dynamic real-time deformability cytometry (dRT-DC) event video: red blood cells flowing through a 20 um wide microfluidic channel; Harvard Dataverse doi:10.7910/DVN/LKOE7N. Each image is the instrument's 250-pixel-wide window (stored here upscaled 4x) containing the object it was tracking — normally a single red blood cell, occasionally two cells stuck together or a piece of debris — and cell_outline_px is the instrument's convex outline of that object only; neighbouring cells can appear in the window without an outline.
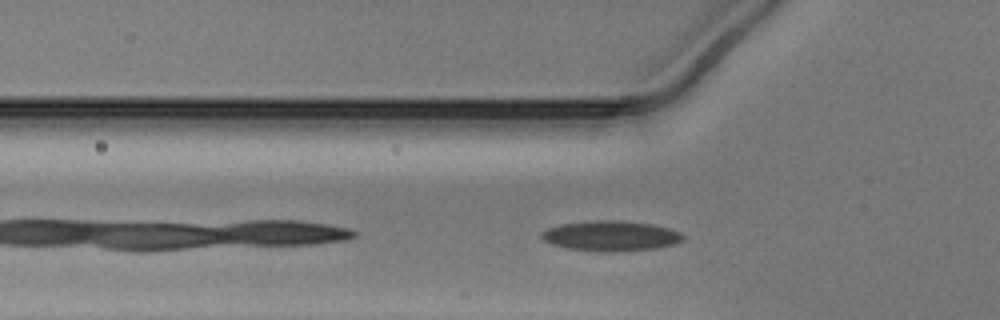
{"species": "Egyptian fruit bat (a non-hibernating species)", "species_latin": "Rousettus aegyptiacus", "temperature_condition": "warm", "stored_images_in_passage": 28, "camera_frame_rate_fps": 3000, "um_per_image_px": 0.085, "animal": {"sex": "male"}, "frame": {"image": 1, "passage_image": 3, "time_ms": 0.667, "image_size_px": [1000, 320], "cell_outline_px": [[684, 240], [672, 244], [656, 248], [608, 252], [568, 248], [552, 244], [544, 240], [540, 236], [540, 232], [548, 228], [560, 224], [596, 220], [620, 220], [652, 224], [668, 228], [680, 232], [684, 236]], "centroid_in_image_um": [51.91, 20.04], "position_along_channel_um": 73.9, "area_um2": 24.74}}
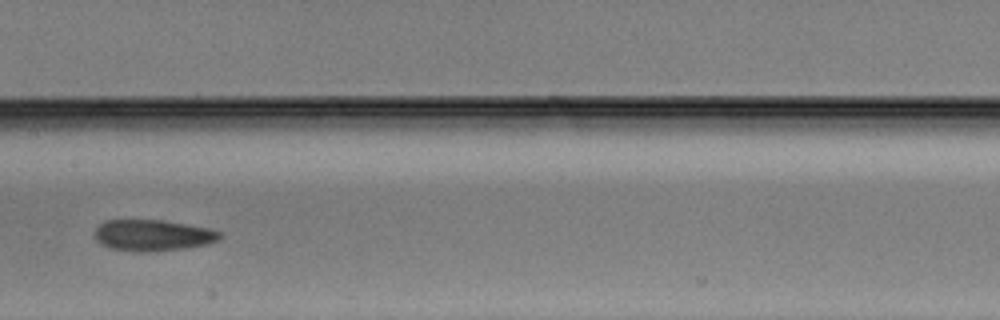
{"frame": {"image": 2, "passage_image": 12, "time_ms": 3.667, "image_size_px": [1000, 320], "cell_outline_px": [[220, 240], [208, 244], [184, 248], [156, 252], [136, 252], [112, 248], [96, 240], [96, 228], [104, 220], [164, 220], [212, 228], [220, 232]], "centroid_in_image_um": [13.04, 20.0], "position_along_channel_um": 194.4, "area_um2": 22.89}}
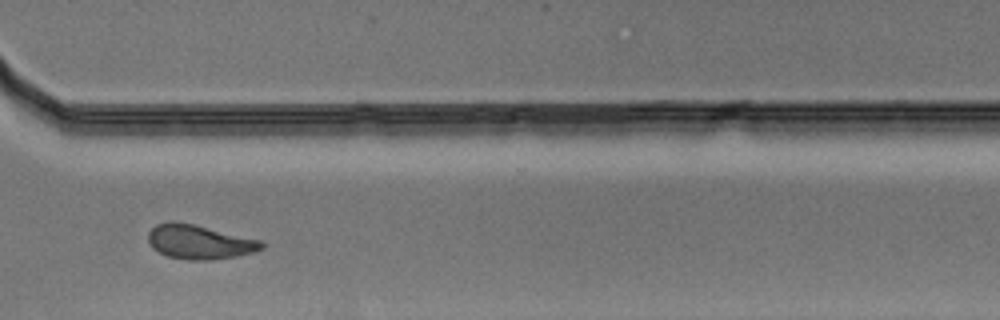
{"frame": {"image": 3, "passage_image": 24, "time_ms": 7.667, "image_size_px": [1000, 320], "cell_outline_px": [[264, 248], [256, 252], [236, 256], [212, 260], [188, 260], [168, 256], [152, 248], [148, 240], [148, 232], [156, 224], [172, 220], [192, 224], [260, 240], [264, 244]], "centroid_in_image_um": [16.94, 20.57], "position_along_channel_um": 353.7, "area_um2": 22.54}}